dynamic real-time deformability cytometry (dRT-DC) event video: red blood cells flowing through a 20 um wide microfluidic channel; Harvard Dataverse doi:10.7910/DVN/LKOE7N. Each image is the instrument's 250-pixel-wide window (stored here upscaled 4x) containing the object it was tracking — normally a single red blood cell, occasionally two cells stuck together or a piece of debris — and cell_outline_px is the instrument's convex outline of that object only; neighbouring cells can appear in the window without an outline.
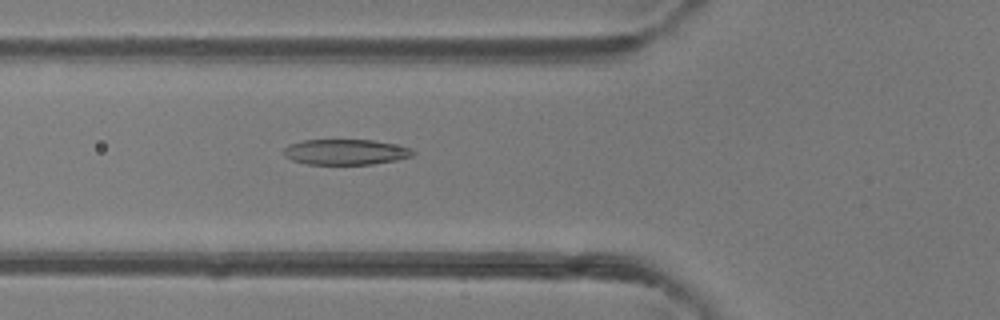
{"species": "common noctule bat (a hibernating species)", "species_latin": "Nyctalus noctula", "temperature_condition": "room temperature", "stored_images_in_passage": 35, "camera_frame_rate_fps": 3000, "um_per_image_px": 0.085, "animal": {"sex": "female"}, "frame": {"image": 1, "passage_image": 7, "time_ms": 2.0, "image_size_px": [1000, 320], "cell_outline_px": [[416, 152], [412, 156], [396, 160], [372, 164], [308, 164], [292, 160], [284, 156], [284, 148], [288, 144], [304, 140], [372, 140], [412, 148]], "centroid_in_image_um": [29.37, 12.92], "position_along_channel_um": 96.4, "area_um2": 19.13}}
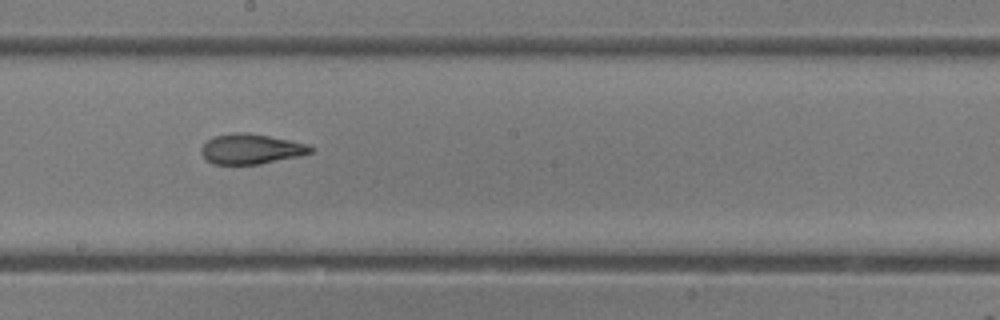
{"frame": {"image": 2, "passage_image": 16, "time_ms": 5.0, "image_size_px": [1000, 320], "cell_outline_px": [[316, 148], [312, 152], [300, 156], [260, 164], [212, 164], [200, 152], [200, 148], [212, 136], [236, 132], [248, 132], [308, 144]], "centroid_in_image_um": [21.35, 12.66], "position_along_channel_um": 226.9, "area_um2": 19.25}}
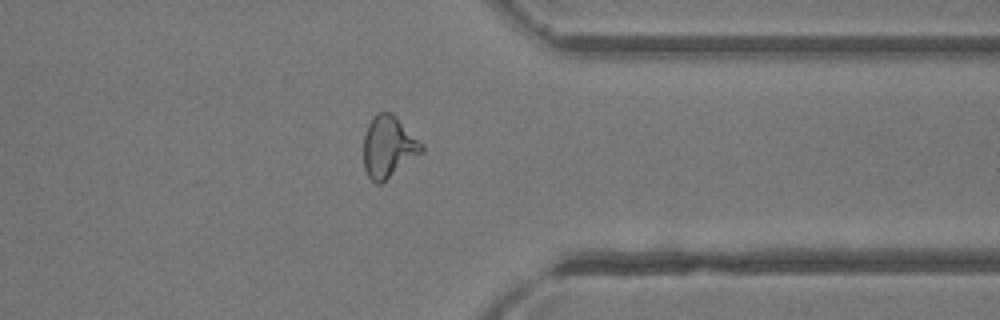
{"frame": {"image": 3, "passage_image": 27, "time_ms": 8.667, "image_size_px": [1000, 320], "cell_outline_px": [[424, 152], [380, 184], [376, 184], [368, 176], [364, 168], [364, 136], [368, 124], [372, 116], [376, 112], [392, 112], [424, 144]], "centroid_in_image_um": [33.03, 12.46], "position_along_channel_um": 378.4, "area_um2": 21.04}, "authors_computed_cell_mechanics": {"area_um2": 19.941, "velocity_mm_per_s": 4.3255, "shape_relaxation_time_tau1_ms": 9.7795, "shape_relaxation_time_tau2_ms": 1.3485, "deformation_change_tau1": 0.2891, "deformation_change_tau2": 0.0875}}